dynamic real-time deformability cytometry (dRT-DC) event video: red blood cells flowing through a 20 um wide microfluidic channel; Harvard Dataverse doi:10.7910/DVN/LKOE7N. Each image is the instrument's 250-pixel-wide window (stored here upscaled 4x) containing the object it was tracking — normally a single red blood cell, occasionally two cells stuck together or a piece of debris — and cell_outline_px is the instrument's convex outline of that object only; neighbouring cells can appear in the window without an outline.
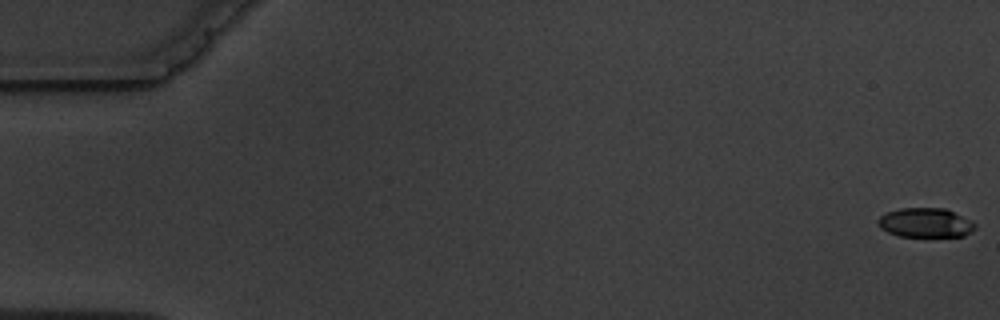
{"species": "common noctule bat (a hibernating species)", "species_latin": "Nyctalus noctula", "temperature_condition": "warm", "stored_images_in_passage": 5, "camera_frame_rate_fps": 3000, "um_per_image_px": 0.085, "animal": {"sex": "male", "body_mass_g": 19.5, "forearm_length_mm": 54.6}, "frame": {"image": 1, "passage_image": 1, "time_ms": 0.0, "image_size_px": [1000, 320], "cell_outline_px": [[976, 228], [964, 236], [900, 236], [888, 232], [880, 228], [876, 220], [880, 216], [888, 212], [900, 208], [944, 208], [972, 220], [976, 224]], "centroid_in_image_um": [78.67, 18.93], "position_along_channel_um": 6.3, "area_um2": 16.59}}
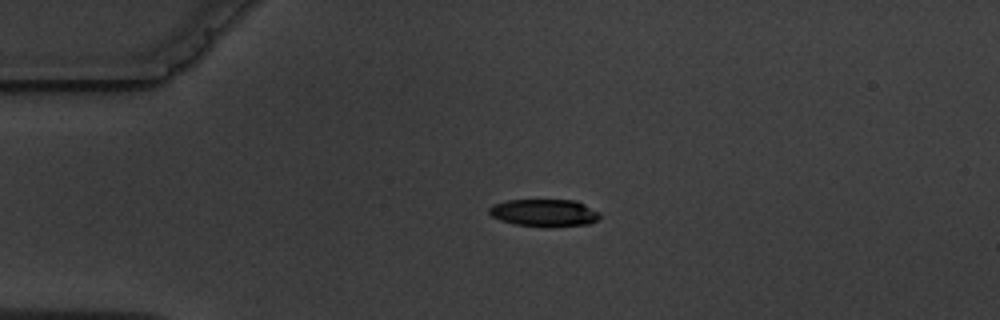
{"frame": {"image": 2, "passage_image": 4, "time_ms": 4.333, "image_size_px": [1000, 320], "cell_outline_px": [[600, 220], [588, 224], [548, 228], [544, 228], [512, 224], [500, 220], [492, 216], [488, 212], [488, 208], [492, 204], [508, 200], [576, 200], [600, 212]], "centroid_in_image_um": [46.27, 18.11], "position_along_channel_um": 38.7, "area_um2": 18.15}}